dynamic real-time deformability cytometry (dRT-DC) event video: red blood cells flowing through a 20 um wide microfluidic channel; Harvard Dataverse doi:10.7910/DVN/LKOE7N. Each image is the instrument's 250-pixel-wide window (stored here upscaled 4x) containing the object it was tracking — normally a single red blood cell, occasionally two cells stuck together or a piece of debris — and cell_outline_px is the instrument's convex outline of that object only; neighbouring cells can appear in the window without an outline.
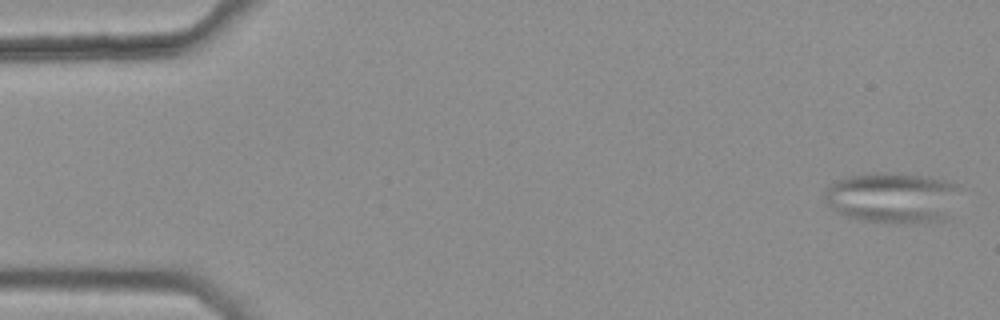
{"species": "common noctule bat (a hibernating species)", "species_latin": "Nyctalus noctula", "temperature_condition": "warm", "stored_images_in_passage": 45, "segment_of_instrument_passage": [1, 2], "camera_frame_rate_fps": 3000, "um_per_image_px": 0.085, "animal": {"sex": "female", "body_mass_g": 25.1}, "frame": {"image": 1, "passage_image": 1, "time_ms": 0.0, "image_size_px": [1000, 320], "cell_outline_px": [[960, 188], [952, 216], [944, 220], [904, 224], [860, 220], [848, 216], [840, 212], [828, 204], [824, 200], [824, 192], [828, 184], [848, 176], [872, 172], [876, 172], [924, 176], [952, 180], [960, 184]], "centroid_in_image_um": [75.94, 16.8], "position_along_channel_um": 9.1, "area_um2": 40.69}}